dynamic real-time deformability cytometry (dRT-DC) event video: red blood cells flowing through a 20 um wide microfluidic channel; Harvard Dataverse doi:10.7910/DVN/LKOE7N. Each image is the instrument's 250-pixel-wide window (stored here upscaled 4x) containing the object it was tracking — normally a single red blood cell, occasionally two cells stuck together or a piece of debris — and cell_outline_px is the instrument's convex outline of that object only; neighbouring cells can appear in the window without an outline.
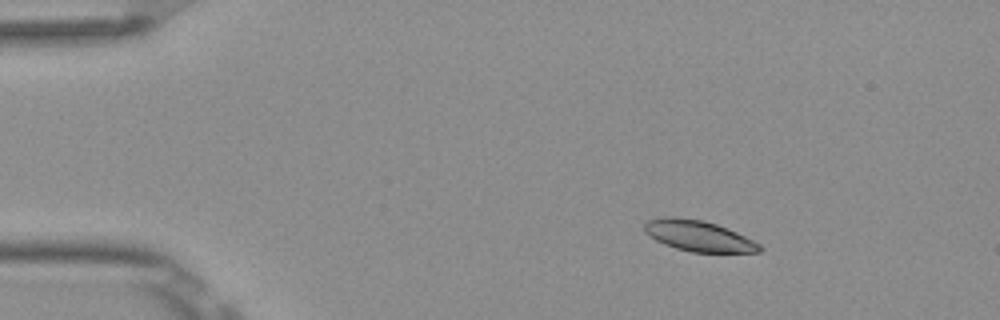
{"species": "Egyptian fruit bat (a non-hibernating species)", "species_latin": "Rousettus aegyptiacus", "temperature_condition": "room temperature", "stored_images_in_passage": 46, "camera_frame_rate_fps": 3000, "um_per_image_px": 0.085, "frame": {"image": 1, "passage_image": 1, "time_ms": 0.0, "image_size_px": [1000, 320], "cell_outline_px": [[764, 248], [760, 252], [692, 252], [676, 248], [664, 244], [656, 240], [644, 232], [644, 224], [648, 220], [664, 216], [672, 216], [704, 220], [716, 224], [736, 232], [760, 244]], "centroid_in_image_um": [59.35, 20.04], "position_along_channel_um": 25.6, "area_um2": 20.63}}
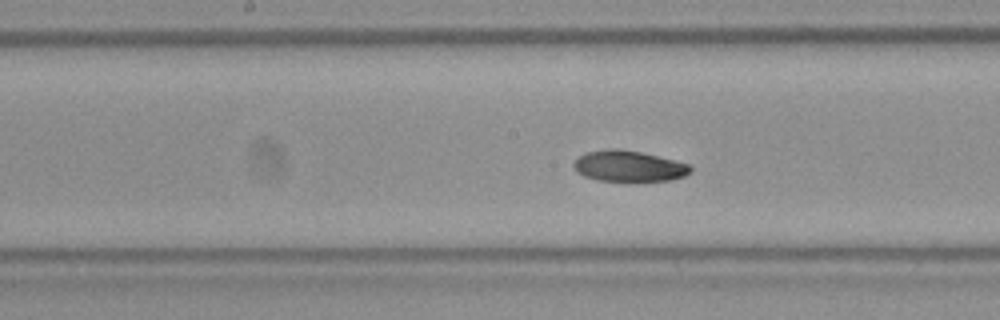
{"frame": {"image": 2, "passage_image": 20, "time_ms": 6.333, "image_size_px": [1000, 320], "cell_outline_px": [[692, 172], [684, 176], [668, 180], [596, 180], [584, 176], [576, 172], [572, 164], [584, 152], [612, 148], [616, 148], [640, 152], [676, 160], [688, 164], [692, 168]], "centroid_in_image_um": [53.42, 14.11], "position_along_channel_um": 194.8, "area_um2": 20.87}}
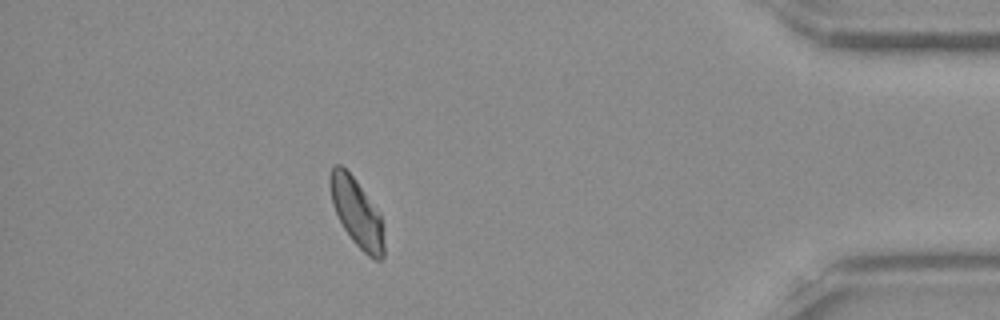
{"frame": {"image": 3, "passage_image": 40, "time_ms": 13.0, "image_size_px": [1000, 320], "cell_outline_px": [[384, 256], [380, 260], [376, 260], [368, 256], [352, 240], [344, 228], [332, 204], [328, 184], [328, 176], [332, 168], [336, 164], [340, 164], [356, 180], [380, 212], [384, 232]], "centroid_in_image_um": [30.33, 18.06], "position_along_channel_um": 404.9, "area_um2": 21.62}, "authors_computed_cell_mechanics": {"area_um2": 21.5594, "velocity_mm_per_s": 3.8434, "shape_relaxation_time_tau1_ms": 5.1673, "shape_relaxation_time_tau2_ms": 4.7759, "deformation_change_tau1": 0.108, "deformation_change_tau2": 0.0883}}